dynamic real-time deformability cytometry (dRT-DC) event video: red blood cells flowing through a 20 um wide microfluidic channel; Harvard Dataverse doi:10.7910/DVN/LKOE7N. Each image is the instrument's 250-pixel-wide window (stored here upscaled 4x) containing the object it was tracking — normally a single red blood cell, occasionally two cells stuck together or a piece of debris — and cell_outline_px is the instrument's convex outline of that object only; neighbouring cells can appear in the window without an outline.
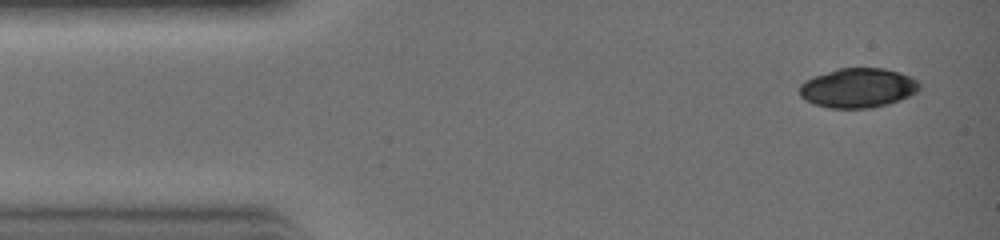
{"species": "common noctule bat (a hibernating species)", "species_latin": "Nyctalus noctula", "temperature_condition": "warm", "stored_images_in_passage": 21, "camera_frame_rate_fps": 3000, "um_per_image_px": 0.085, "animal": {"sex": "female", "body_mass_g": 19.0, "forearm_length_mm": 51.5}, "frame": {"image": 1, "passage_image": 1, "time_ms": 0.0, "image_size_px": [1000, 240], "cell_outline_px": [[920, 88], [916, 92], [908, 96], [872, 108], [832, 108], [816, 104], [800, 96], [800, 84], [816, 76], [840, 68], [884, 68], [900, 72], [916, 80], [920, 84]], "centroid_in_image_um": [72.95, 7.46], "position_along_channel_um": 12.1, "area_um2": 26.99}}
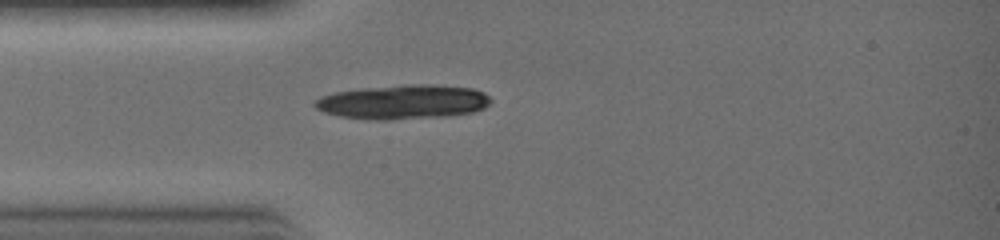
{"frame": {"image": 2, "passage_image": 7, "time_ms": 2.0, "image_size_px": [1000, 240], "cell_outline_px": [[492, 100], [484, 108], [472, 112], [444, 116], [384, 120], [376, 120], [340, 116], [324, 112], [316, 108], [312, 104], [320, 96], [336, 92], [360, 88], [404, 84], [432, 84], [472, 88], [484, 92]], "centroid_in_image_um": [34.25, 8.65], "position_along_channel_um": 50.8, "area_um2": 35.2}}